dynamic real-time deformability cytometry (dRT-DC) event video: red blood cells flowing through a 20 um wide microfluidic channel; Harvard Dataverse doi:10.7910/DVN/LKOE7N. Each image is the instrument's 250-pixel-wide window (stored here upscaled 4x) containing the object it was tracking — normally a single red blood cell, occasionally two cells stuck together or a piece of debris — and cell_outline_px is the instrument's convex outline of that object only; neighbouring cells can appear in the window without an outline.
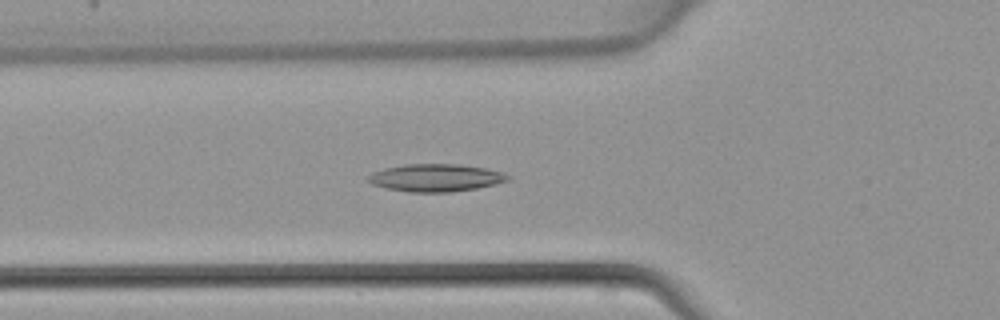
{"species": "common noctule bat (a hibernating species)", "species_latin": "Nyctalus noctula", "temperature_condition": "warm", "stored_images_in_passage": 45, "camera_frame_rate_fps": 3000, "um_per_image_px": 0.085, "animal": {"sex": "female", "body_mass_g": 22.7, "forearm_length_mm": 54.2}, "frame": {"image": 1, "passage_image": 16, "time_ms": 5.0, "image_size_px": [1000, 320], "cell_outline_px": [[512, 176], [508, 180], [496, 184], [476, 188], [452, 192], [408, 192], [384, 188], [372, 184], [368, 180], [368, 176], [372, 172], [384, 168], [404, 164], [460, 164], [484, 168], [500, 172]], "centroid_in_image_um": [37.01, 15.11], "position_along_channel_um": 88.8, "area_um2": 22.48}}
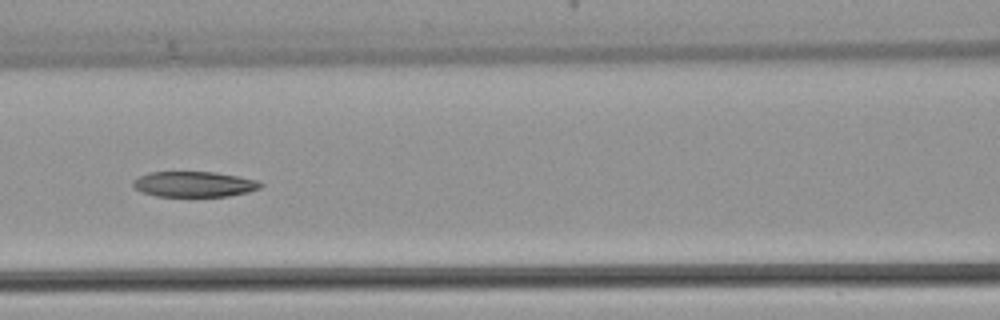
{"frame": {"image": 2, "passage_image": 20, "time_ms": 6.333, "image_size_px": [1000, 320], "cell_outline_px": [[264, 184], [260, 188], [248, 192], [228, 196], [156, 196], [140, 192], [132, 184], [132, 180], [140, 176], [152, 172], [216, 172], [240, 176], [256, 180]], "centroid_in_image_um": [16.51, 15.65], "position_along_channel_um": 150.1, "area_um2": 18.96}}
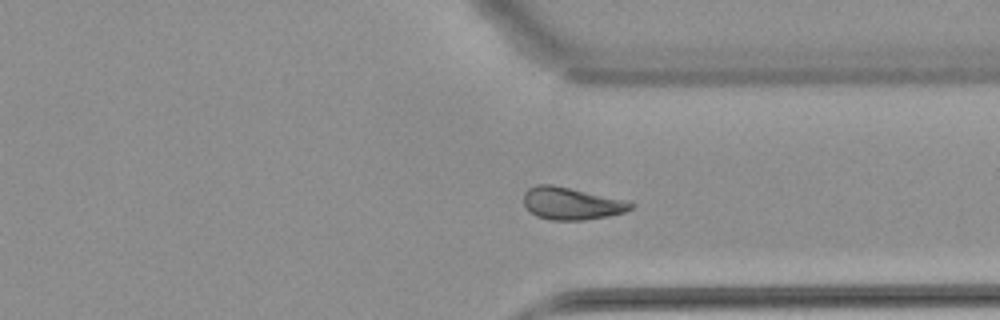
{"frame": {"image": 3, "passage_image": 34, "time_ms": 11.0, "image_size_px": [1000, 320], "cell_outline_px": [[636, 204], [632, 208], [624, 212], [608, 216], [584, 220], [552, 220], [536, 216], [524, 204], [524, 192], [528, 188], [536, 184], [552, 184], [624, 200]], "centroid_in_image_um": [48.55, 17.29], "position_along_channel_um": 362.8, "area_um2": 20.0}}